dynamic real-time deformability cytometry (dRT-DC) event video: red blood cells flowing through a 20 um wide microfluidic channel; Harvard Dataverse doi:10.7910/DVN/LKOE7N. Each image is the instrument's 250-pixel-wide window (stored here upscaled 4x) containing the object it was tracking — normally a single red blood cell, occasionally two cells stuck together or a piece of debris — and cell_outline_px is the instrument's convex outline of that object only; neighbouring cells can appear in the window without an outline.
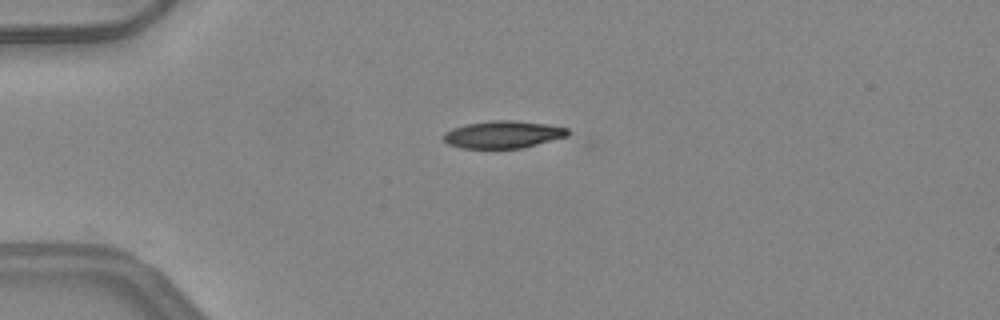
{"species": "common noctule bat (a hibernating species)", "species_latin": "Nyctalus noctula", "temperature_condition": "warm", "stored_images_in_passage": 37, "camera_frame_rate_fps": 3000, "um_per_image_px": 0.085, "animal": {"sex": "female", "body_mass_g": 24.6, "forearm_length_mm": 56.2}, "frame": {"image": 1, "passage_image": 1, "time_ms": 0.0, "image_size_px": [1000, 320], "cell_outline_px": [[568, 136], [520, 148], [460, 148], [448, 144], [440, 136], [444, 132], [452, 128], [464, 124], [492, 120], [512, 120], [548, 124], [568, 128]], "centroid_in_image_um": [42.7, 11.42], "position_along_channel_um": 42.3, "area_um2": 19.88}}
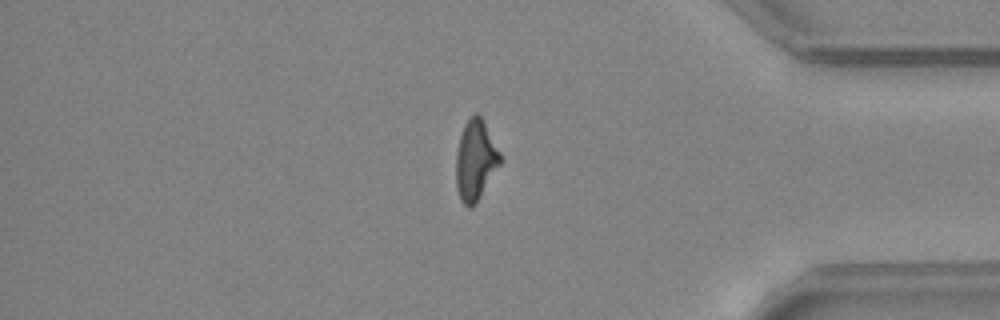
{"frame": {"image": 2, "passage_image": 30, "time_ms": 9.667, "image_size_px": [1000, 320], "cell_outline_px": [[500, 164], [476, 204], [472, 208], [468, 208], [460, 200], [456, 184], [456, 152], [460, 136], [464, 124], [476, 112], [484, 120], [500, 152]], "centroid_in_image_um": [40.41, 13.63], "position_along_channel_um": 394.8, "area_um2": 20.63}}
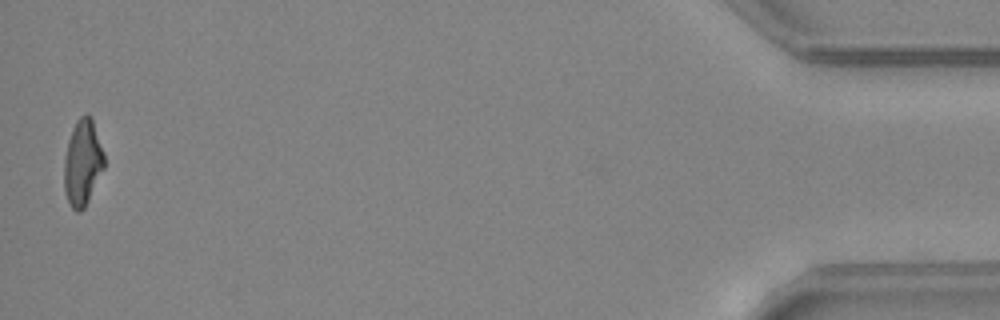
{"frame": {"image": 3, "passage_image": 37, "time_ms": 12.0, "image_size_px": [1000, 320], "cell_outline_px": [[104, 168], [84, 208], [80, 212], [76, 212], [72, 208], [64, 192], [64, 160], [68, 140], [72, 128], [76, 120], [84, 112], [92, 116], [104, 152]], "centroid_in_image_um": [7.02, 13.78], "position_along_channel_um": 428.2, "area_um2": 20.29}, "authors_computed_cell_mechanics": {"area_um2": 20.9236, "velocity_mm_per_s": 4.2292, "shape_relaxation_time_tau1_ms": null, "shape_relaxation_time_tau2_ms": 3.8483, "deformation_change_tau1": null, "deformation_change_tau2": 0.1322}}